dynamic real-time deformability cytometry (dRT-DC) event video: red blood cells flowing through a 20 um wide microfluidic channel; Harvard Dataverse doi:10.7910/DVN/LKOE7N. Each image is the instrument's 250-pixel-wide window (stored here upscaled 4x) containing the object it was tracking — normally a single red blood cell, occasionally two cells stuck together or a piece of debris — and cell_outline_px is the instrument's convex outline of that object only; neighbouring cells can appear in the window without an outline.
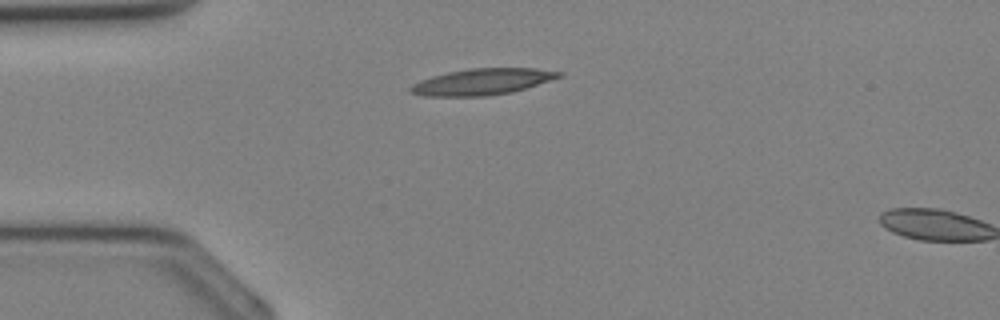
{"species": "Egyptian fruit bat (a non-hibernating species)", "species_latin": "Rousettus aegyptiacus", "temperature_condition": "cold", "stored_images_in_passage": 29, "segment_of_instrument_passage": [1, 2], "camera_frame_rate_fps": 3000, "um_per_image_px": 0.085, "animal": {"sex": "female"}, "frame": {"image": 1, "passage_image": 2, "time_ms": 0.333, "image_size_px": [1000, 320], "cell_outline_px": [[564, 76], [512, 92], [488, 96], [424, 96], [408, 92], [408, 88], [412, 84], [420, 80], [432, 76], [448, 72], [468, 68], [536, 68], [564, 72]], "centroid_in_image_um": [40.99, 6.94], "position_along_channel_um": 44.0, "area_um2": 22.89}}
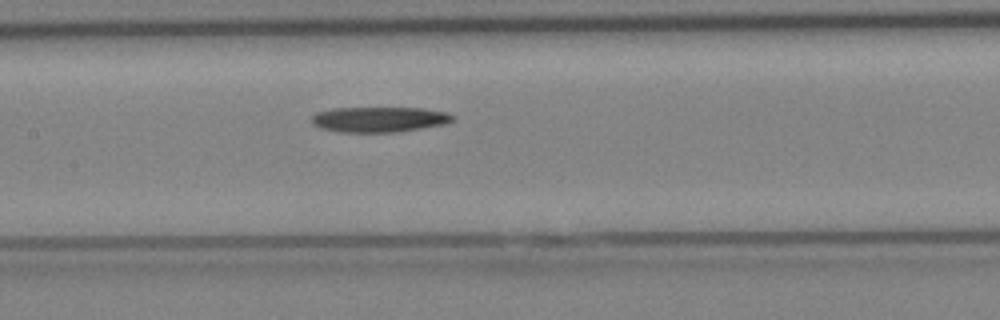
{"frame": {"image": 2, "passage_image": 10, "time_ms": 3.0, "image_size_px": [1000, 320], "cell_outline_px": [[456, 120], [444, 124], [396, 132], [340, 132], [320, 128], [312, 124], [312, 116], [316, 112], [332, 108], [424, 108], [448, 112], [456, 116]], "centroid_in_image_um": [32.26, 10.14], "position_along_channel_um": 175.1, "area_um2": 20.98}}
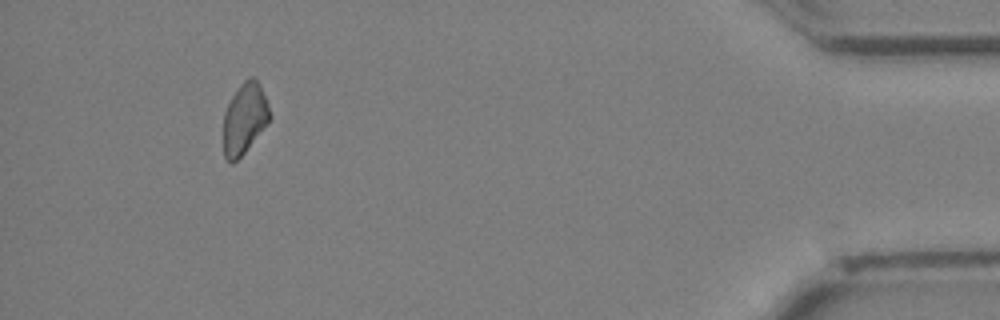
{"frame": {"image": 3, "passage_image": 26, "time_ms": 8.333, "image_size_px": [1000, 320], "cell_outline_px": [[272, 116], [244, 152], [232, 164], [224, 160], [224, 112], [232, 96], [240, 84], [248, 76], [252, 76], [256, 80], [268, 104]], "centroid_in_image_um": [20.76, 10.08], "position_along_channel_um": 414.4, "area_um2": 18.73}}